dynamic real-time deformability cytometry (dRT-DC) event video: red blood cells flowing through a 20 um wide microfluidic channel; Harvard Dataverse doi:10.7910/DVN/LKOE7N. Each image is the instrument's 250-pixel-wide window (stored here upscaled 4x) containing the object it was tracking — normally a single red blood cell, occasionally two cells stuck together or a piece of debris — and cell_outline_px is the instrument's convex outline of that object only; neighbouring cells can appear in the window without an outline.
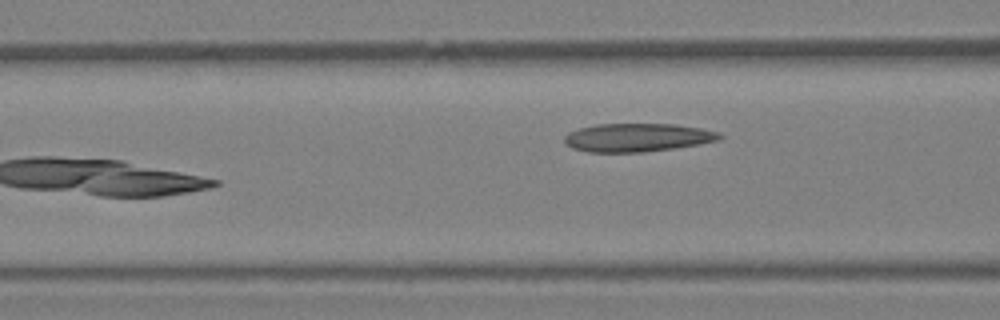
{"species": "Egyptian fruit bat (a non-hibernating species)", "species_latin": "Rousettus aegyptiacus", "temperature_condition": "warm", "stored_images_in_passage": 7, "camera_frame_rate_fps": 3000, "um_per_image_px": 0.085, "animal": {"sex": "female"}, "frame": {"image": 1, "passage_image": 7, "time_ms": 2.0, "image_size_px": [1000, 320], "cell_outline_px": [[724, 136], [720, 140], [700, 144], [676, 148], [644, 152], [588, 152], [572, 148], [564, 144], [564, 136], [568, 132], [580, 128], [596, 124], [676, 124], [700, 128], [720, 132]], "centroid_in_image_um": [54.19, 11.69], "position_along_channel_um": 112.4, "area_um2": 25.89}}